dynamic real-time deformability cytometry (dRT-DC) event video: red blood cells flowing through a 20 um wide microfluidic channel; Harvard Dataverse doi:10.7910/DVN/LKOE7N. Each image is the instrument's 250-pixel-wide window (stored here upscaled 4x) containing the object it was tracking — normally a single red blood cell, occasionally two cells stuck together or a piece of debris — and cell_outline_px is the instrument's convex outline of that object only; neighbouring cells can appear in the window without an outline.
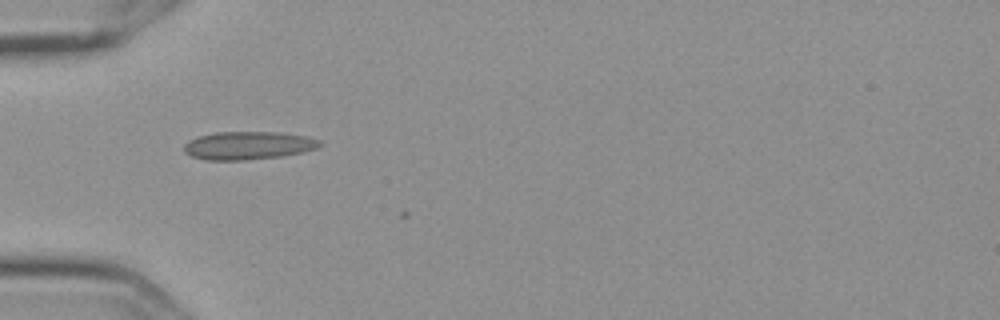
{"species": "Egyptian fruit bat (a non-hibernating species)", "species_latin": "Rousettus aegyptiacus", "temperature_condition": "cold", "stored_images_in_passage": 3, "camera_frame_rate_fps": 3000, "um_per_image_px": 0.085, "frame": {"image": 1, "passage_image": 2, "time_ms": 0.333, "image_size_px": [1000, 320], "cell_outline_px": [[324, 144], [316, 148], [304, 152], [280, 156], [244, 160], [208, 160], [192, 156], [184, 152], [184, 144], [188, 140], [196, 136], [216, 132], [280, 132], [308, 136], [320, 140]], "centroid_in_image_um": [21.1, 12.35], "position_along_channel_um": 63.9, "area_um2": 22.37}}